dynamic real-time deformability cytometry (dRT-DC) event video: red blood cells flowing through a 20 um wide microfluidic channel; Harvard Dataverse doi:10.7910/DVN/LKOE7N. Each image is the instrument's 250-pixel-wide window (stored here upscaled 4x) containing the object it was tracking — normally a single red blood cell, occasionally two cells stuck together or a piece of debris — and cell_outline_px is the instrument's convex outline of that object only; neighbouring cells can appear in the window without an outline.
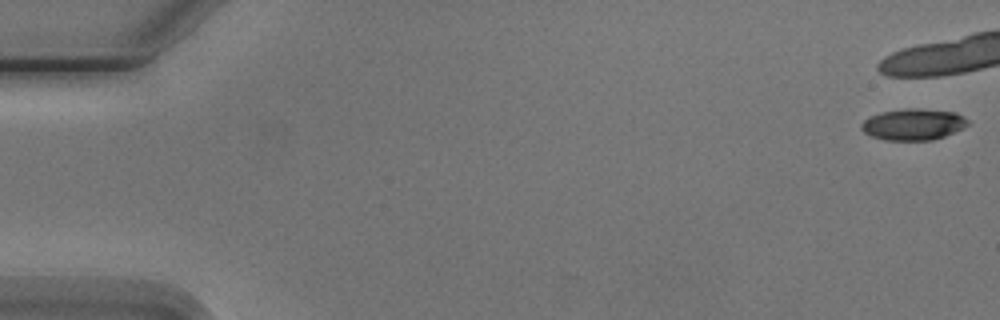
{"species": "Egyptian fruit bat (a non-hibernating species)", "species_latin": "Rousettus aegyptiacus", "temperature_condition": "cold", "stored_images_in_passage": 16, "camera_frame_rate_fps": 3000, "um_per_image_px": 0.085, "animal": {"sex": "male"}, "frame": {"image": 1, "passage_image": 1, "time_ms": 0.0, "image_size_px": [1000, 320], "cell_outline_px": [[972, 124], [964, 128], [944, 136], [932, 140], [884, 140], [872, 136], [864, 132], [860, 128], [860, 124], [864, 120], [880, 112], [908, 108], [916, 108], [956, 112], [964, 116]], "centroid_in_image_um": [77.66, 10.57], "position_along_channel_um": 7.3, "area_um2": 19.59}}
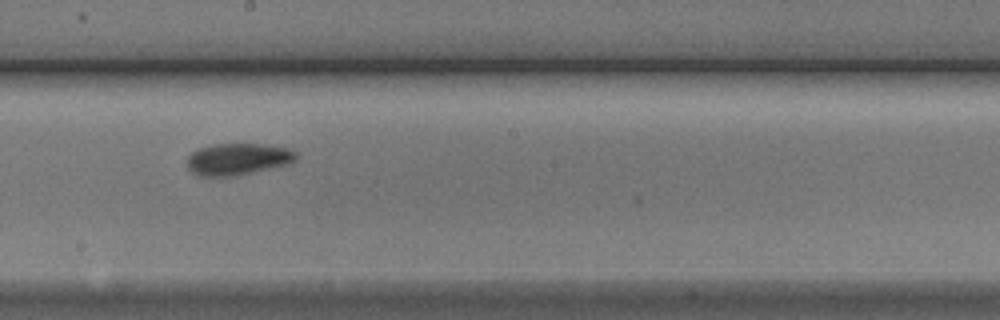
{"frame": {"image": 2, "passage_image": 10, "time_ms": 11.333, "image_size_px": [1000, 320], "cell_outline_px": [[296, 160], [288, 164], [232, 176], [196, 176], [188, 168], [188, 156], [192, 152], [200, 148], [212, 144], [264, 144], [288, 148], [296, 152]], "centroid_in_image_um": [20.2, 13.52], "position_along_channel_um": 228.0, "area_um2": 20.0}}
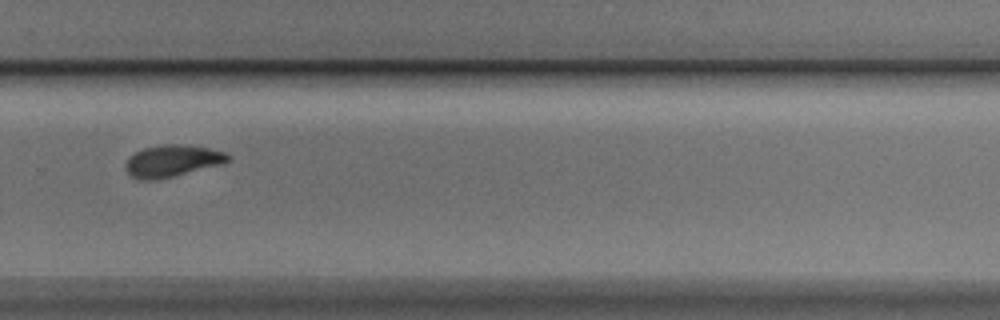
{"frame": {"image": 3, "passage_image": 12, "time_ms": 13.667, "image_size_px": [1000, 320], "cell_outline_px": [[232, 156], [228, 160], [220, 164], [156, 180], [140, 180], [132, 176], [124, 168], [124, 164], [128, 156], [144, 148], [160, 144], [188, 144], [228, 152]], "centroid_in_image_um": [14.61, 13.65], "position_along_channel_um": 315.2, "area_um2": 19.07}, "authors_computed_cell_mechanics": {"area_um2": 19.5364, "velocity_mm_per_s": 3.7312, "shape_relaxation_time_tau1_ms": 6.6993, "shape_relaxation_time_tau2_ms": null, "deformation_change_tau1": 0.111, "deformation_change_tau2": null}}